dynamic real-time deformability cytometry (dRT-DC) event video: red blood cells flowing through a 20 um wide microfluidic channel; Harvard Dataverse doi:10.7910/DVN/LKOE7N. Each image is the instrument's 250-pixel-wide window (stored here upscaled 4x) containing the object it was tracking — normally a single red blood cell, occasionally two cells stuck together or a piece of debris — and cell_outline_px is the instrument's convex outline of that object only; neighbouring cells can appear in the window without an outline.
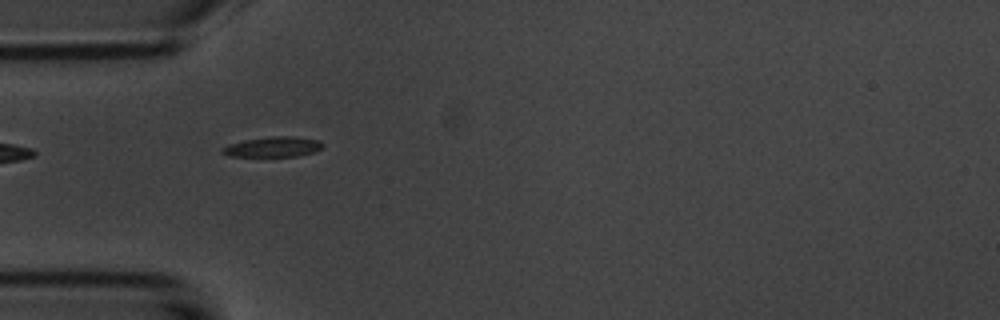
{"species": "common noctule bat (a hibernating species)", "species_latin": "Nyctalus noctula", "temperature_condition": "room temperature", "stored_images_in_passage": 2, "camera_frame_rate_fps": 3000, "um_per_image_px": 0.085, "animal": {"sex": "male", "body_mass_g": 20.1, "forearm_length_mm": 53.5}, "frame": {"image": 1, "passage_image": 1, "time_ms": 0.0, "image_size_px": [1000, 320], "cell_outline_px": [[324, 144], [320, 148], [312, 152], [300, 156], [228, 156], [220, 152], [220, 148], [228, 144], [244, 140], [272, 136], [292, 136], [320, 140]], "centroid_in_image_um": [23.16, 12.48], "position_along_channel_um": 61.8, "area_um2": 11.85}}
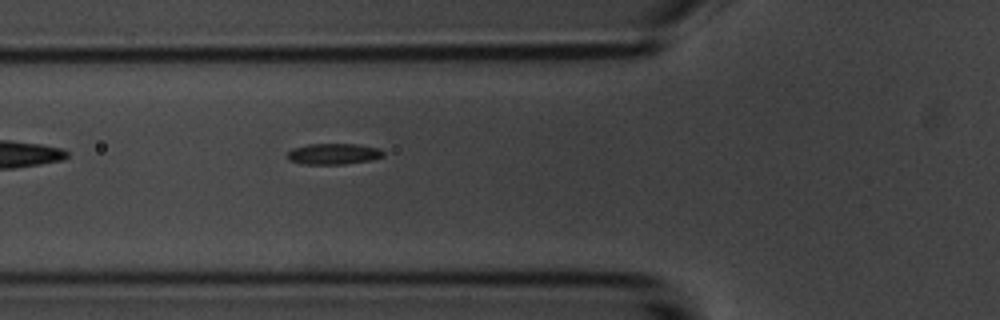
{"frame": {"image": 2, "passage_image": 2, "time_ms": 1.0, "image_size_px": [1000, 320], "cell_outline_px": [[384, 156], [368, 160], [344, 164], [300, 164], [288, 160], [288, 152], [292, 148], [308, 144], [356, 144], [380, 148], [384, 152]], "centroid_in_image_um": [28.32, 13.08], "position_along_channel_um": 97.5, "area_um2": 11.73}}